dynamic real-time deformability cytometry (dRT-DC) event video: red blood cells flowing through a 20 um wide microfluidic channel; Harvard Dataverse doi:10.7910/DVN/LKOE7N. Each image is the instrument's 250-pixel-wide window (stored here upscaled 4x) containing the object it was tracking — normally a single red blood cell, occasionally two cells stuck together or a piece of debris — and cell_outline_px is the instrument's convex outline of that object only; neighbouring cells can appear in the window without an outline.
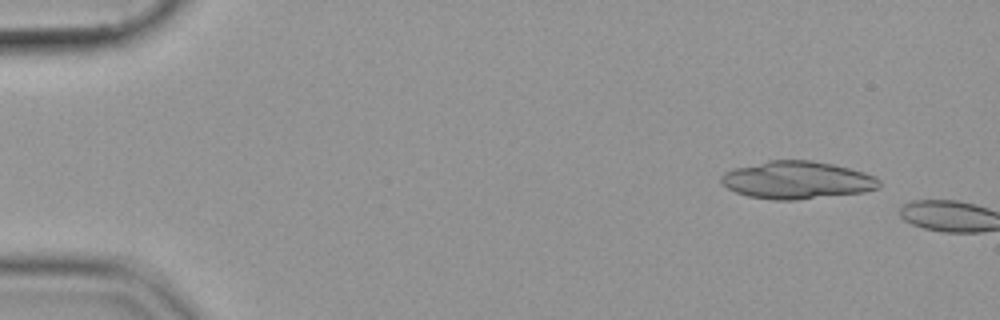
{"species": "common noctule bat (a hibernating species)", "species_latin": "Nyctalus noctula", "temperature_condition": "cold", "stored_images_in_passage": 6, "camera_frame_rate_fps": 3000, "um_per_image_px": 0.085, "animal": {"sex": "female", "body_mass_g": 19.9}, "frame": {"image": 1, "passage_image": 4, "time_ms": 1.0, "image_size_px": [1000, 320], "cell_outline_px": [[880, 188], [864, 192], [796, 200], [772, 200], [748, 196], [736, 192], [728, 188], [720, 180], [720, 176], [724, 172], [732, 168], [768, 160], [812, 160], [832, 164], [864, 172], [876, 176], [880, 180]], "centroid_in_image_um": [67.74, 15.3], "position_along_channel_um": 17.3, "area_um2": 34.85}}